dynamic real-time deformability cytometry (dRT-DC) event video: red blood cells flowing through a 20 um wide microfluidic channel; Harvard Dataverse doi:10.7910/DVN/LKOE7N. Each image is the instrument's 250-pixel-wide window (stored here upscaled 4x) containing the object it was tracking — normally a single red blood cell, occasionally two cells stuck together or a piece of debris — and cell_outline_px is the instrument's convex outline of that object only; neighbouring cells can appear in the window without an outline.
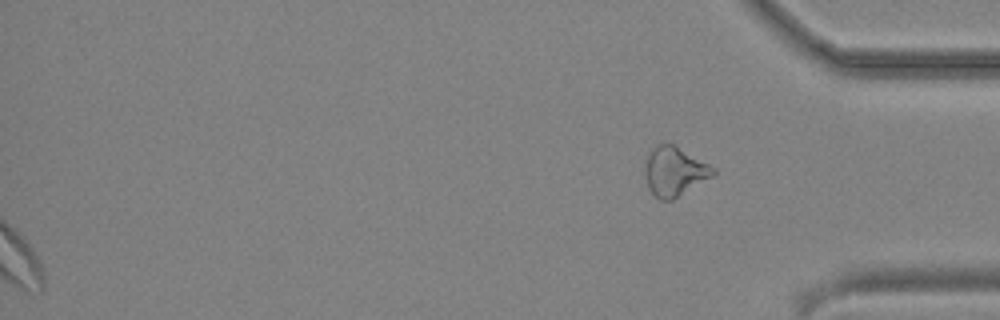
{"species": "common noctule bat (a hibernating species)", "species_latin": "Nyctalus noctula", "temperature_condition": "cold", "stored_images_in_passage": 45, "segment_of_instrument_passage": [2, 2], "camera_frame_rate_fps": 3000, "um_per_image_px": 0.085, "animal": {"sex": "male", "body_mass_g": 19.2, "forearm_length_mm": 51.8}, "frame": {"image": 1, "passage_image": 45, "time_ms": 14.667, "image_size_px": [1000, 320], "cell_outline_px": [[716, 172], [712, 176], [672, 200], [660, 200], [648, 188], [644, 168], [648, 152], [656, 144], [672, 144], [716, 168]], "centroid_in_image_um": [57.3, 14.57], "position_along_channel_um": 377.9, "area_um2": 19.25}}